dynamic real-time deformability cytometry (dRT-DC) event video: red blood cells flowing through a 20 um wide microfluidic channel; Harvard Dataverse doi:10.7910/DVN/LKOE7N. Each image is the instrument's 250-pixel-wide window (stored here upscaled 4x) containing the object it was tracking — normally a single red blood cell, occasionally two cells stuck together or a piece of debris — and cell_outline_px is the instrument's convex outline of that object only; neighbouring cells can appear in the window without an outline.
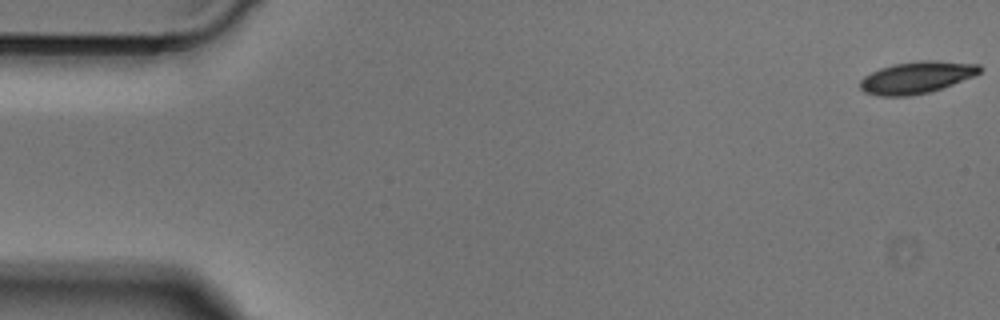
{"species": "Egyptian fruit bat (a non-hibernating species)", "species_latin": "Rousettus aegyptiacus", "temperature_condition": "cold", "stored_images_in_passage": 8, "camera_frame_rate_fps": 3000, "um_per_image_px": 0.085, "animal": {"sex": "male"}, "frame": {"image": 1, "passage_image": 1, "time_ms": 0.0, "image_size_px": [1000, 320], "cell_outline_px": [[984, 68], [980, 72], [972, 76], [952, 84], [928, 92], [908, 96], [880, 96], [864, 92], [860, 88], [860, 80], [864, 76], [880, 68], [892, 64], [920, 60], [936, 60], [980, 64]], "centroid_in_image_um": [77.9, 6.57], "position_along_channel_um": 7.1, "area_um2": 22.2}}